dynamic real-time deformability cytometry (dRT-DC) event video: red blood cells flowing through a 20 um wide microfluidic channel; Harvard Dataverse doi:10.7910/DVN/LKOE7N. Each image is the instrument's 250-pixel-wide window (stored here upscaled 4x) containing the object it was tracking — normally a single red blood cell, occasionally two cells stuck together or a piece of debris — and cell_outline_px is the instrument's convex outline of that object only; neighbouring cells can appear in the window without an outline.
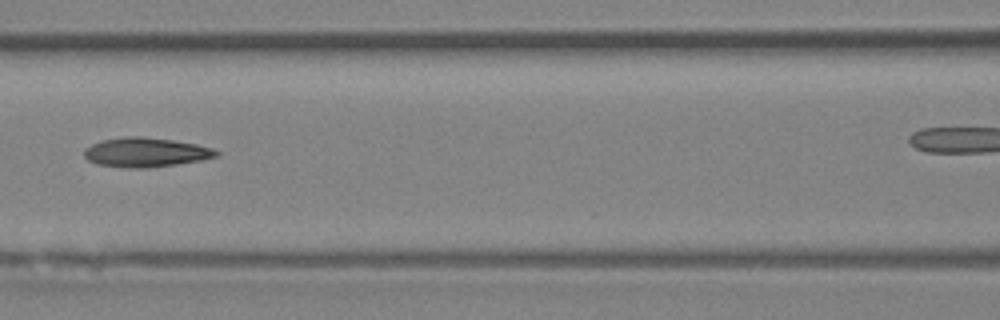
{"species": "Egyptian fruit bat (a non-hibernating species)", "species_latin": "Rousettus aegyptiacus", "temperature_condition": "room temperature", "stored_images_in_passage": 8, "camera_frame_rate_fps": 3000, "um_per_image_px": 0.085, "animal": {"sex": "female"}, "frame": {"image": 1, "passage_image": 6, "time_ms": 6.667, "image_size_px": [1000, 320], "cell_outline_px": [[220, 156], [200, 160], [176, 164], [148, 168], [128, 168], [96, 164], [88, 160], [84, 156], [84, 148], [92, 144], [104, 140], [128, 136], [140, 136], [172, 140], [196, 144], [212, 148], [220, 152]], "centroid_in_image_um": [12.39, 12.95], "position_along_channel_um": 154.2, "area_um2": 22.54}}
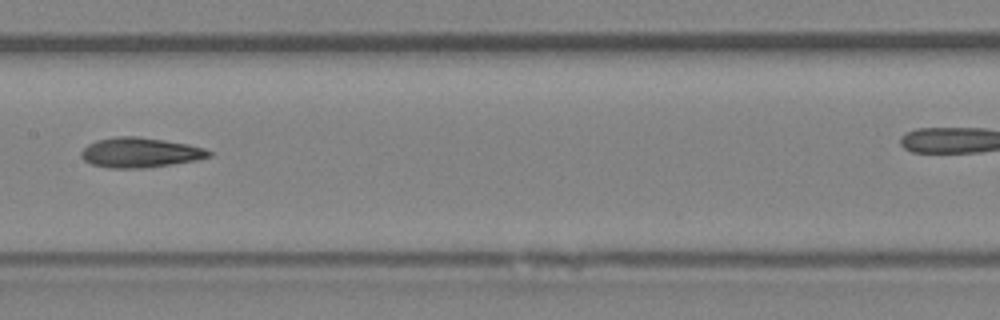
{"frame": {"image": 2, "passage_image": 7, "time_ms": 7.667, "image_size_px": [1000, 320], "cell_outline_px": [[212, 156], [196, 160], [172, 164], [144, 168], [108, 168], [92, 164], [84, 160], [80, 156], [80, 152], [88, 144], [96, 140], [120, 136], [136, 136], [164, 140], [188, 144], [204, 148], [212, 152]], "centroid_in_image_um": [11.9, 12.97], "position_along_channel_um": 195.5, "area_um2": 22.25}}